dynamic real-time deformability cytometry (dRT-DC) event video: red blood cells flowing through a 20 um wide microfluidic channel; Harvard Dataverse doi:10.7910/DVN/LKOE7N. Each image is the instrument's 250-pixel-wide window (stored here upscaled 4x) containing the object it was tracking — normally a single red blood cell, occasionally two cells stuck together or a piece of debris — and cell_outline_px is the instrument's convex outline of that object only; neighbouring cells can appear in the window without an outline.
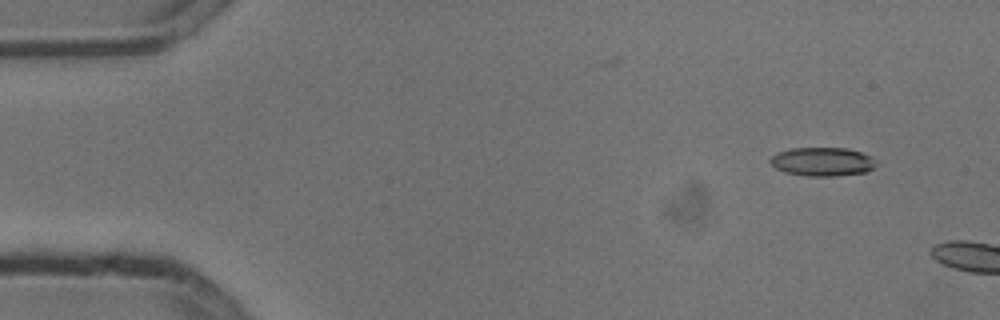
{"species": "common noctule bat (a hibernating species)", "species_latin": "Nyctalus noctula", "temperature_condition": "cold", "stored_images_in_passage": 3, "camera_frame_rate_fps": 3000, "um_per_image_px": 0.085, "animal": {"sex": "male", "body_mass_g": 13.3}, "frame": {"image": 1, "passage_image": 2, "time_ms": 0.333, "image_size_px": [1000, 320], "cell_outline_px": [[876, 164], [868, 172], [832, 176], [804, 176], [784, 172], [776, 168], [768, 160], [776, 152], [792, 148], [844, 148], [860, 152], [872, 156], [876, 160]], "centroid_in_image_um": [69.89, 13.74], "position_along_channel_um": 15.1, "area_um2": 17.8}}